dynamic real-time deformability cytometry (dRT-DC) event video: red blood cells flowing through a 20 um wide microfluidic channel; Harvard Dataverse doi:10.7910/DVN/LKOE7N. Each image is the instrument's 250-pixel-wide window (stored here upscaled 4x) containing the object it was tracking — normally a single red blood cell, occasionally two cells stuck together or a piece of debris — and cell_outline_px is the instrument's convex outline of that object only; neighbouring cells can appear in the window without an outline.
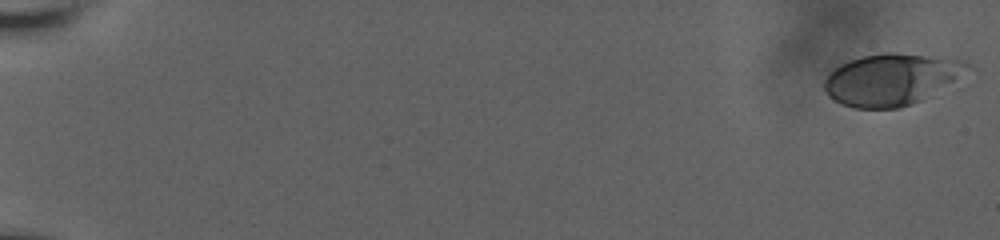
{"species": "human", "species_latin": "Homo sapiens", "temperature_condition": "room temperature", "stored_images_in_passage": 60, "camera_frame_rate_fps": 3000, "um_per_image_px": 0.085, "donor": {"sex": "male"}, "frame": {"image": 1, "passage_image": 1, "time_ms": 0.0, "image_size_px": [1000, 240], "cell_outline_px": [[968, 64], [952, 80], [920, 100], [912, 104], [900, 108], [856, 108], [844, 104], [828, 96], [824, 88], [824, 80], [840, 64], [864, 56], [884, 52], [892, 52], [956, 60]], "centroid_in_image_um": [75.61, 6.77], "position_along_channel_um": 9.4, "area_um2": 41.15}}
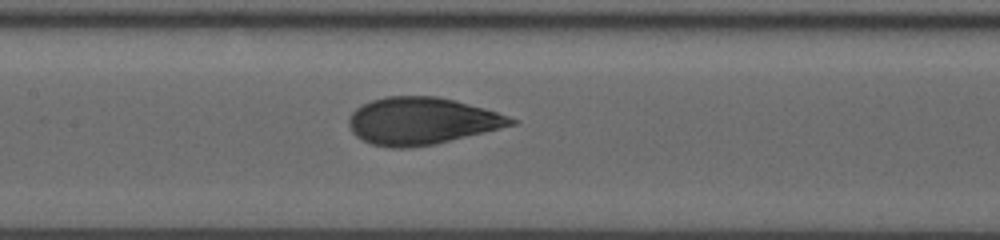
{"frame": {"image": 2, "passage_image": 32, "time_ms": 10.333, "image_size_px": [1000, 240], "cell_outline_px": [[520, 120], [516, 124], [436, 144], [408, 148], [392, 148], [372, 144], [356, 136], [352, 132], [348, 124], [348, 116], [356, 108], [372, 100], [384, 96], [436, 96], [456, 100], [484, 108]], "centroid_in_image_um": [35.83, 10.28], "position_along_channel_um": 171.6, "area_um2": 44.56}}
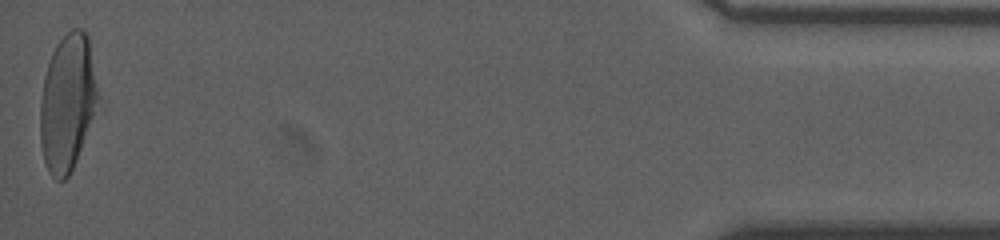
{"frame": {"image": 3, "passage_image": 60, "time_ms": 19.667, "image_size_px": [1000, 240], "cell_outline_px": [[96, 100], [92, 116], [76, 160], [68, 176], [64, 180], [56, 180], [48, 172], [44, 160], [40, 144], [40, 100], [44, 76], [52, 52], [56, 44], [72, 28], [84, 28], [88, 36], [96, 88]], "centroid_in_image_um": [5.67, 8.71], "position_along_channel_um": 429.5, "area_um2": 44.97}, "authors_computed_cell_mechanics": {"area_um2": 43.4078, "velocity_mm_per_s": 3.6486, "shape_relaxation_time_tau1_ms": 4.4826, "shape_relaxation_time_tau2_ms": null, "deformation_change_tau1": 0.1956, "deformation_change_tau2": null}}